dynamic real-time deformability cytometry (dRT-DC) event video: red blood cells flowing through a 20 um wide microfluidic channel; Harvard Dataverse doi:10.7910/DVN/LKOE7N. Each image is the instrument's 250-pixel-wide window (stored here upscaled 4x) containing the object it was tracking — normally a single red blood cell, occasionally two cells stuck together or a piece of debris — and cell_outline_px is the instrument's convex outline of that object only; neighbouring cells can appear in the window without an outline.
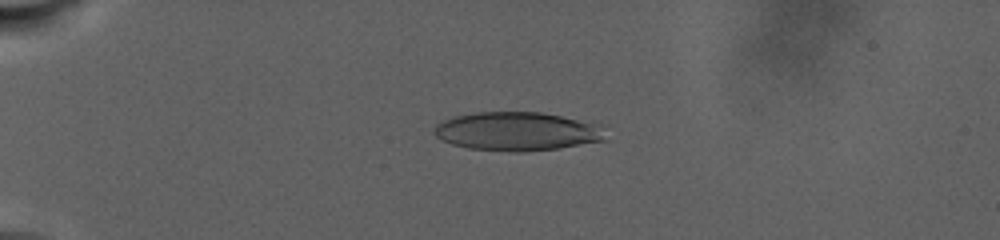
{"species": "human", "species_latin": "Homo sapiens", "temperature_condition": "warm", "stored_images_in_passage": 19, "camera_frame_rate_fps": 3000, "um_per_image_px": 0.085, "donor": {"sex": "male"}, "frame": {"image": 1, "passage_image": 14, "time_ms": 7.667, "image_size_px": [1000, 240], "cell_outline_px": [[604, 140], [560, 148], [524, 152], [508, 152], [468, 148], [452, 144], [440, 140], [432, 132], [436, 124], [444, 120], [456, 116], [476, 112], [540, 112], [604, 124]], "centroid_in_image_um": [43.96, 11.17], "position_along_channel_um": 41.0, "area_um2": 38.96}}
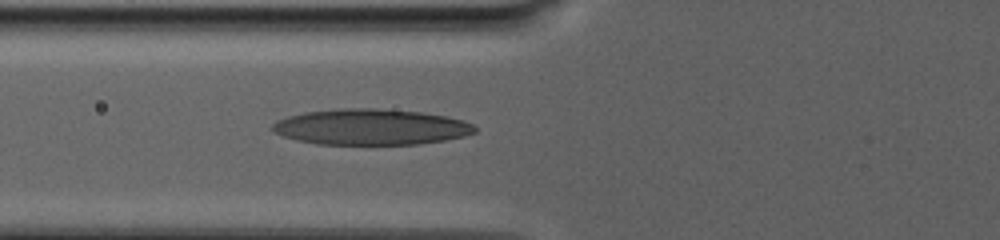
{"frame": {"image": 2, "passage_image": 19, "time_ms": 12.333, "image_size_px": [1000, 240], "cell_outline_px": [[476, 132], [464, 136], [444, 140], [420, 144], [316, 144], [296, 140], [272, 132], [272, 124], [276, 120], [288, 116], [304, 112], [336, 108], [372, 108], [420, 112], [448, 116], [464, 120], [472, 124], [476, 128]], "centroid_in_image_um": [31.5, 10.79], "position_along_channel_um": 94.3, "area_um2": 42.48}}